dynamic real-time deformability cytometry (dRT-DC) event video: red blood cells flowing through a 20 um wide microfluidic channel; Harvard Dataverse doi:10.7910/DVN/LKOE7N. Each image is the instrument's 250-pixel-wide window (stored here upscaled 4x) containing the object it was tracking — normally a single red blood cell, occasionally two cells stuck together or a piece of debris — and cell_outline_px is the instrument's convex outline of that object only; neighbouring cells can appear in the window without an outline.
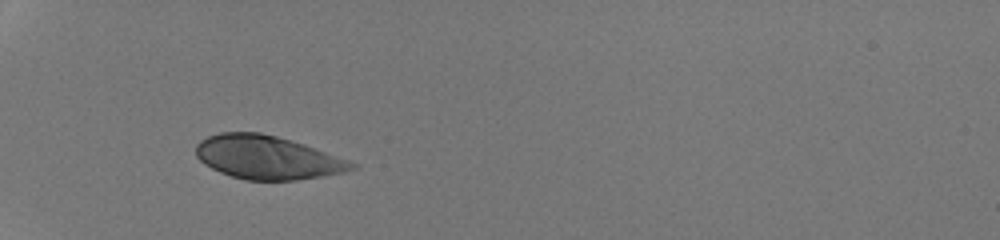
{"species": "human", "species_latin": "Homo sapiens", "temperature_condition": "room temperature", "stored_images_in_passage": 31, "camera_frame_rate_fps": 3000, "um_per_image_px": 0.085, "donor": {"sex": "male"}, "frame": {"image": 1, "passage_image": 1, "time_ms": 0.0, "image_size_px": [1000, 240], "cell_outline_px": [[356, 168], [344, 172], [324, 176], [296, 180], [244, 180], [220, 172], [204, 164], [196, 156], [196, 144], [200, 140], [208, 136], [220, 132], [260, 132], [276, 136], [304, 144], [348, 160], [356, 164]], "centroid_in_image_um": [22.69, 13.38], "position_along_channel_um": 62.3, "area_um2": 39.36}}
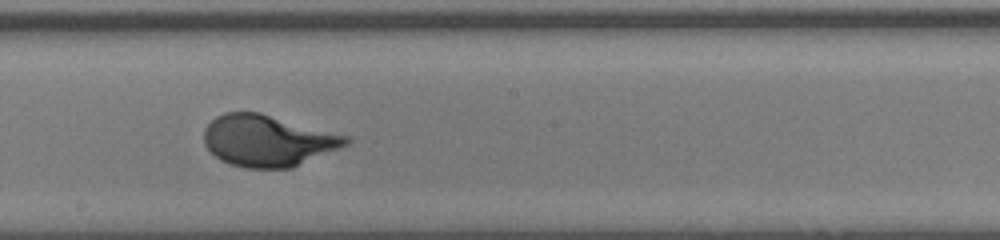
{"frame": {"image": 2, "passage_image": 14, "time_ms": 4.333, "image_size_px": [1000, 240], "cell_outline_px": [[352, 140], [348, 144], [292, 168], [244, 168], [220, 160], [204, 144], [204, 128], [216, 116], [224, 112], [260, 112], [352, 136]], "centroid_in_image_um": [22.79, 11.94], "position_along_channel_um": 225.4, "area_um2": 42.77}}
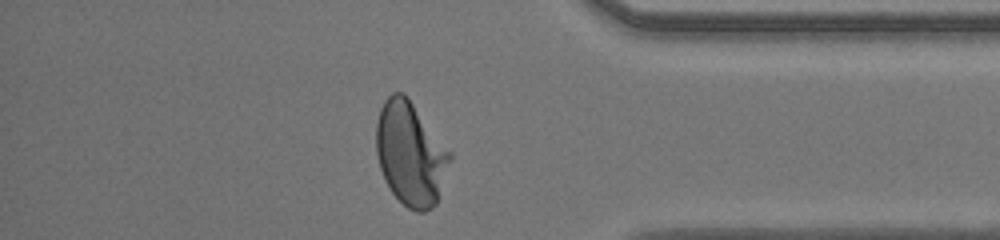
{"frame": {"image": 3, "passage_image": 27, "time_ms": 8.667, "image_size_px": [1000, 240], "cell_outline_px": [[452, 156], [436, 204], [432, 208], [424, 212], [416, 212], [408, 208], [392, 192], [384, 180], [380, 168], [376, 152], [376, 124], [380, 108], [384, 100], [392, 92], [404, 92], [408, 96], [452, 152]], "centroid_in_image_um": [34.89, 13.03], "position_along_channel_um": 400.3, "area_um2": 44.8}, "authors_computed_cell_mechanics": {"area_um2": 42.194, "velocity_mm_per_s": 4.2637, "shape_relaxation_time_tau1_ms": 2.3732, "shape_relaxation_time_tau2_ms": null, "deformation_change_tau1": 0.1569, "deformation_change_tau2": null}}